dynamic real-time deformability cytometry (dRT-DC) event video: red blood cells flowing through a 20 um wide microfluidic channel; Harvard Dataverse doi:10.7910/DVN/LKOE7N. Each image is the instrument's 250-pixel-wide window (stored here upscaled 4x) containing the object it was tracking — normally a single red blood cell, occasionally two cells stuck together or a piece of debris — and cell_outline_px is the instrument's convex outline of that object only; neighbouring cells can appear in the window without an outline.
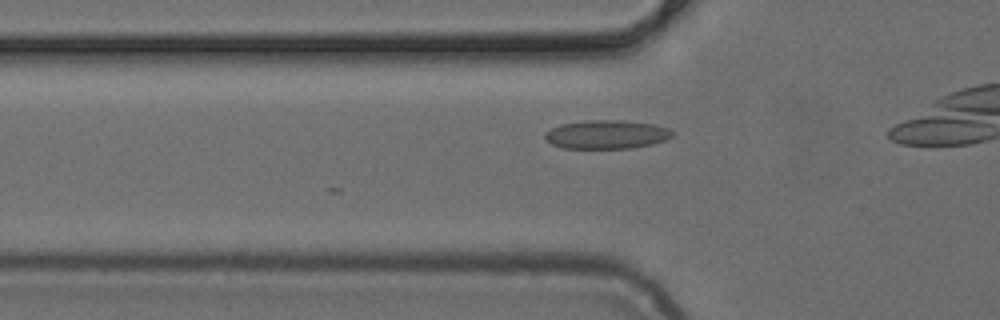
{"species": "common noctule bat (a hibernating species)", "species_latin": "Nyctalus noctula", "temperature_condition": "cold", "stored_images_in_passage": 19, "camera_frame_rate_fps": 3000, "um_per_image_px": 0.085, "animal": {"sex": "female", "body_mass_g": 24.6, "forearm_length_mm": 56.2}, "frame": {"image": 1, "passage_image": 14, "time_ms": 4.333, "image_size_px": [1000, 320], "cell_outline_px": [[676, 132], [672, 136], [664, 140], [652, 144], [632, 148], [564, 148], [552, 144], [544, 140], [544, 132], [560, 124], [588, 120], [620, 120], [652, 124], [668, 128]], "centroid_in_image_um": [51.54, 11.43], "position_along_channel_um": 74.3, "area_um2": 21.33}}